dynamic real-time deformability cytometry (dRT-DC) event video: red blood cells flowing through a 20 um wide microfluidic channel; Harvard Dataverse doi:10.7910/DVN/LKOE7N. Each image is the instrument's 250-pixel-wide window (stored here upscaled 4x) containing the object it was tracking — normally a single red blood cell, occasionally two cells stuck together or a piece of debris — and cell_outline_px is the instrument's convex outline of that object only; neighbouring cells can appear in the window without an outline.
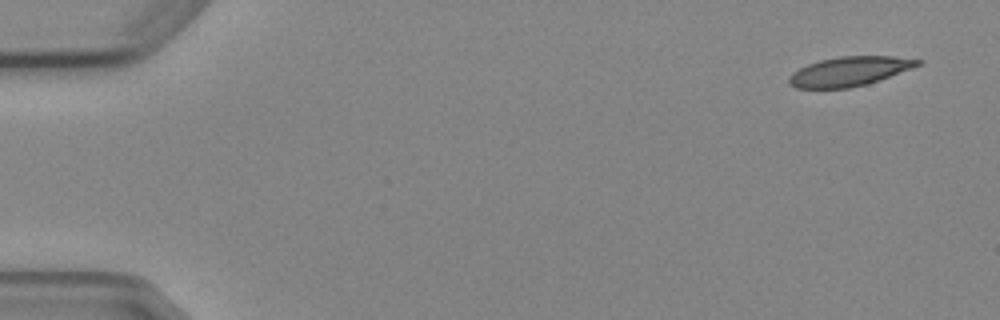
{"species": "Egyptian fruit bat (a non-hibernating species)", "species_latin": "Rousettus aegyptiacus", "temperature_condition": "cold", "stored_images_in_passage": 6, "camera_frame_rate_fps": 3000, "um_per_image_px": 0.085, "animal": {"sex": "female"}, "frame": {"image": 1, "passage_image": 1, "time_ms": 0.0, "image_size_px": [1000, 320], "cell_outline_px": [[924, 60], [920, 64], [912, 68], [880, 80], [868, 84], [848, 88], [796, 88], [788, 84], [788, 76], [792, 72], [808, 64], [820, 60], [840, 56], [892, 56]], "centroid_in_image_um": [72.19, 6.07], "position_along_channel_um": 12.8, "area_um2": 22.08}}
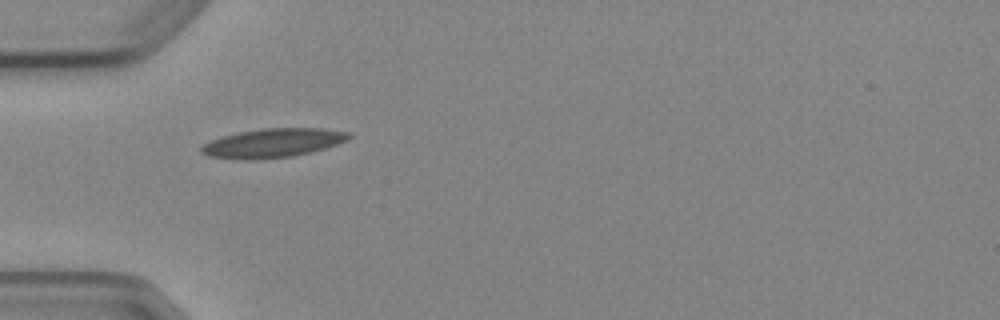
{"frame": {"image": 2, "passage_image": 5, "time_ms": 4.667, "image_size_px": [1000, 320], "cell_outline_px": [[352, 136], [348, 140], [324, 148], [292, 156], [248, 160], [208, 156], [200, 152], [200, 148], [204, 144], [220, 136], [236, 132], [260, 128], [320, 128], [352, 132]], "centroid_in_image_um": [23.18, 12.14], "position_along_channel_um": 61.8, "area_um2": 24.91}}
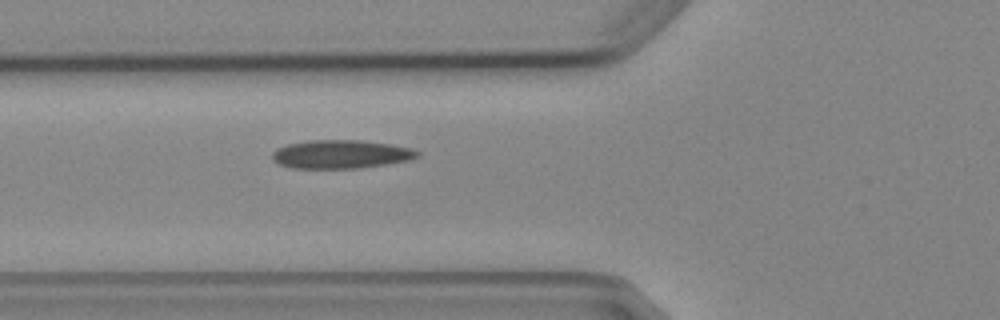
{"frame": {"image": 3, "passage_image": 6, "time_ms": 5.667, "image_size_px": [1000, 320], "cell_outline_px": [[420, 156], [408, 160], [388, 164], [356, 168], [292, 168], [280, 164], [272, 160], [272, 152], [276, 148], [288, 144], [308, 140], [360, 140], [392, 144], [412, 148], [420, 152]], "centroid_in_image_um": [28.98, 13.1], "position_along_channel_um": 96.8, "area_um2": 24.22}}